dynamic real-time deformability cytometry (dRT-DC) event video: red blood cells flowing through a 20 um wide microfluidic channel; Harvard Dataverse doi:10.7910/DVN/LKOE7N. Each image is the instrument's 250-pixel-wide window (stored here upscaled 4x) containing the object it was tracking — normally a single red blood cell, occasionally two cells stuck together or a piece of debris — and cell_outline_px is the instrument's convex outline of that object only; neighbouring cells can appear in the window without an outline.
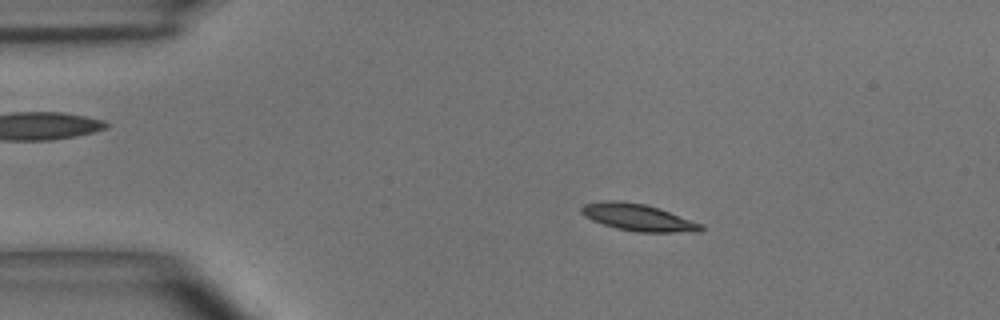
{"species": "common noctule bat (a hibernating species)", "species_latin": "Nyctalus noctula", "temperature_condition": "room temperature", "stored_images_in_passage": 48, "camera_frame_rate_fps": 3000, "um_per_image_px": 0.085, "animal": {"sex": "male", "body_mass_g": 15.6}, "frame": {"image": 1, "passage_image": 8, "time_ms": 2.333, "image_size_px": [1000, 320], "cell_outline_px": [[704, 228], [700, 232], [636, 232], [616, 228], [592, 220], [584, 216], [580, 212], [580, 208], [584, 204], [600, 200], [616, 200], [644, 204], [660, 208], [704, 224]], "centroid_in_image_um": [54.25, 18.47], "position_along_channel_um": 30.7, "area_um2": 19.02}}
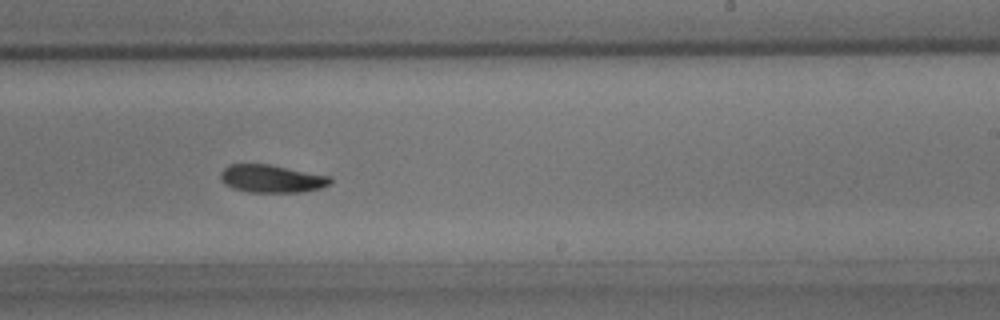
{"frame": {"image": 2, "passage_image": 29, "time_ms": 9.333, "image_size_px": [1000, 320], "cell_outline_px": [[332, 180], [328, 184], [320, 188], [304, 192], [248, 192], [232, 188], [224, 184], [220, 180], [220, 172], [228, 164], [268, 164], [332, 176]], "centroid_in_image_um": [23.06, 15.19], "position_along_channel_um": 265.9, "area_um2": 17.92}}
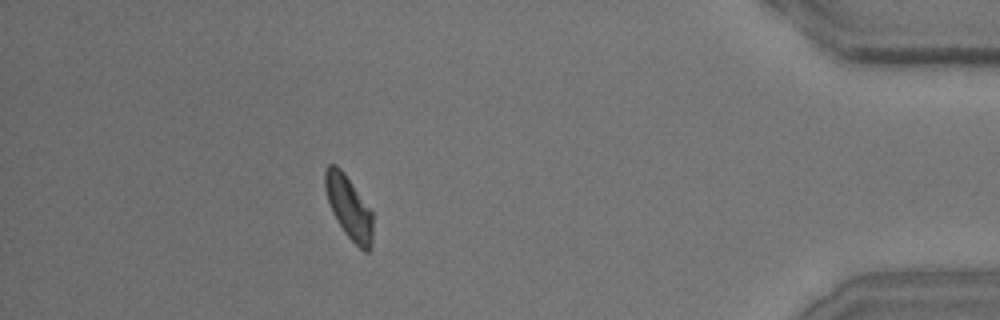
{"frame": {"image": 3, "passage_image": 43, "time_ms": 14.0, "image_size_px": [1000, 320], "cell_outline_px": [[372, 244], [368, 252], [364, 252], [344, 232], [332, 212], [328, 200], [324, 184], [324, 172], [328, 164], [336, 164], [344, 172], [372, 212]], "centroid_in_image_um": [29.64, 17.61], "position_along_channel_um": 405.6, "area_um2": 17.28}, "authors_computed_cell_mechanics": {"area_um2": 18.0914, "velocity_mm_per_s": 4.0372, "shape_relaxation_time_tau1_ms": 3.4405, "shape_relaxation_time_tau2_ms": 8.6793, "deformation_change_tau1": 0.1207, "deformation_change_tau2": 0.1208}}